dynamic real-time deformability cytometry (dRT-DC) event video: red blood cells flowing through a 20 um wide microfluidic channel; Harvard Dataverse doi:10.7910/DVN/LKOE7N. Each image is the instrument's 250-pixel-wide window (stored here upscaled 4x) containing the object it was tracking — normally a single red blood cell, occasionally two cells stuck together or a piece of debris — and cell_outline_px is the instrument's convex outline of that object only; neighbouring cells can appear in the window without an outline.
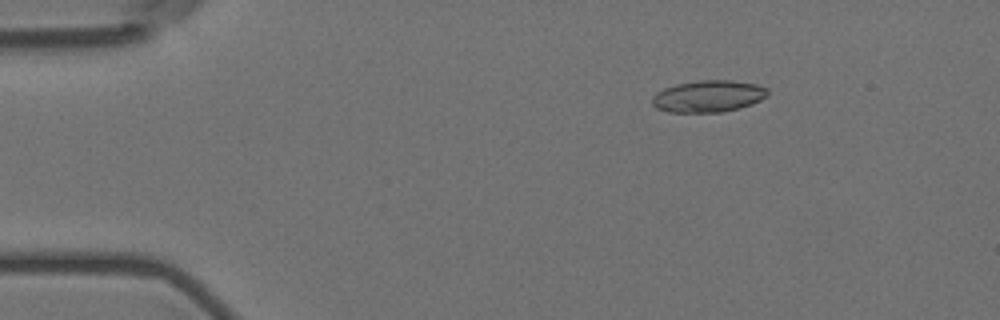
{"species": "Egyptian fruit bat (a non-hibernating species)", "species_latin": "Rousettus aegyptiacus", "temperature_condition": "room temperature", "stored_images_in_passage": 56, "camera_frame_rate_fps": 3000, "um_per_image_px": 0.085, "animal": {"sex": "female"}, "frame": {"image": 1, "passage_image": 8, "time_ms": 2.333, "image_size_px": [1000, 320], "cell_outline_px": [[768, 96], [752, 104], [740, 108], [720, 112], [668, 112], [656, 108], [652, 104], [652, 96], [656, 92], [664, 88], [676, 84], [696, 80], [732, 80], [756, 84], [768, 88]], "centroid_in_image_um": [60.2, 8.17], "position_along_channel_um": 24.8, "area_um2": 21.62}}
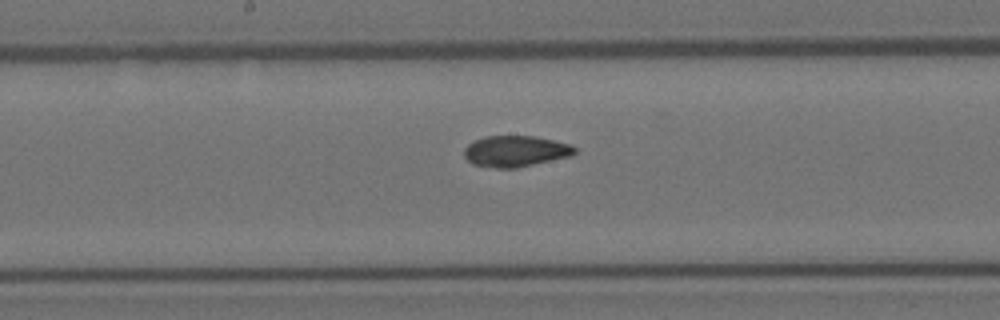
{"frame": {"image": 2, "passage_image": 29, "time_ms": 9.333, "image_size_px": [1000, 320], "cell_outline_px": [[576, 152], [572, 156], [516, 168], [496, 168], [472, 164], [464, 156], [464, 148], [468, 144], [484, 136], [532, 136], [572, 144], [576, 148]], "centroid_in_image_um": [43.83, 12.86], "position_along_channel_um": 204.4, "area_um2": 20.06}}
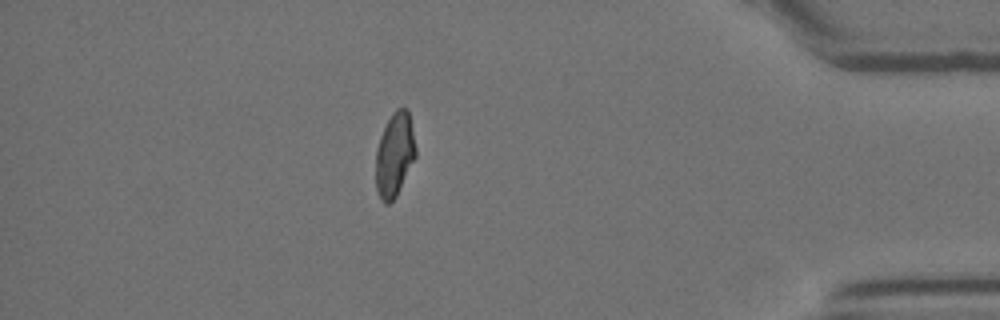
{"frame": {"image": 3, "passage_image": 49, "time_ms": 16.0, "image_size_px": [1000, 320], "cell_outline_px": [[416, 156], [396, 196], [388, 204], [384, 204], [380, 200], [376, 188], [376, 148], [380, 136], [392, 112], [396, 108], [408, 108], [416, 148]], "centroid_in_image_um": [33.53, 13.14], "position_along_channel_um": 401.7, "area_um2": 19.54}, "authors_computed_cell_mechanics": {"area_um2": 20.4323, "velocity_mm_per_s": 3.5746, "shape_relaxation_time_tau1_ms": 10.2204, "shape_relaxation_time_tau2_ms": 2.0843, "deformation_change_tau1": 0.2079, "deformation_change_tau2": 0.0684}}